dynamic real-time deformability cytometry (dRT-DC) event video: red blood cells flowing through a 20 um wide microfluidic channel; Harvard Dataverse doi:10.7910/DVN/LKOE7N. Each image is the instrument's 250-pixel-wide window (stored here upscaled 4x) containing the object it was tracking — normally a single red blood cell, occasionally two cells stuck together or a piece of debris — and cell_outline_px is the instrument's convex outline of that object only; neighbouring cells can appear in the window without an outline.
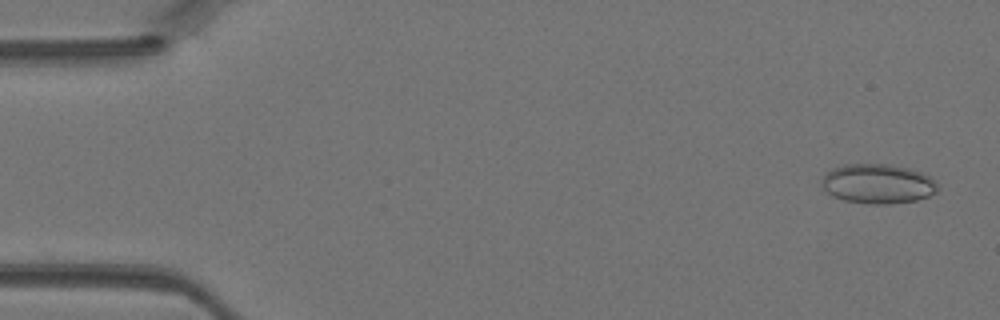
{"species": "Egyptian fruit bat (a non-hibernating species)", "species_latin": "Rousettus aegyptiacus", "temperature_condition": "warm", "stored_images_in_passage": 44, "camera_frame_rate_fps": 3000, "um_per_image_px": 0.085, "animal": {"sex": "female"}, "frame": {"image": 1, "passage_image": 2, "time_ms": 0.333, "image_size_px": [1000, 320], "cell_outline_px": [[936, 192], [928, 196], [916, 200], [888, 204], [868, 204], [844, 200], [832, 196], [824, 188], [820, 180], [824, 172], [832, 168], [844, 164], [892, 164], [908, 168], [920, 172], [936, 180]], "centroid_in_image_um": [74.57, 15.61], "position_along_channel_um": 10.4, "area_um2": 26.88}}
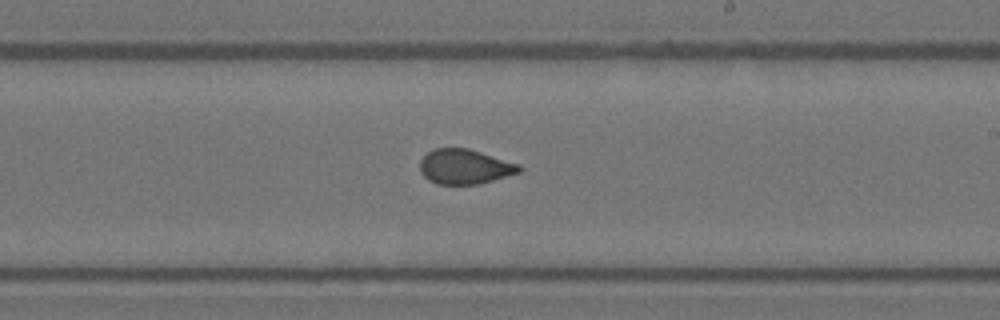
{"frame": {"image": 2, "passage_image": 26, "time_ms": 8.333, "image_size_px": [1000, 320], "cell_outline_px": [[524, 168], [520, 172], [492, 180], [476, 184], [436, 184], [428, 180], [420, 172], [420, 160], [428, 152], [436, 148], [468, 148], [520, 164]], "centroid_in_image_um": [39.5, 14.16], "position_along_channel_um": 249.5, "area_um2": 20.11}}
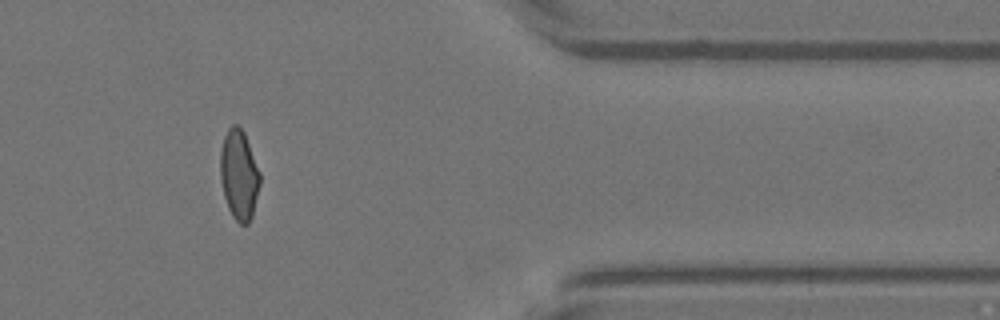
{"frame": {"image": 3, "passage_image": 37, "time_ms": 12.0, "image_size_px": [1000, 320], "cell_outline_px": [[260, 184], [252, 216], [248, 224], [240, 224], [232, 216], [228, 208], [224, 196], [220, 180], [220, 152], [224, 136], [228, 128], [232, 124], [236, 124], [244, 132], [260, 172]], "centroid_in_image_um": [20.31, 14.86], "position_along_channel_um": 391.1, "area_um2": 20.81}}